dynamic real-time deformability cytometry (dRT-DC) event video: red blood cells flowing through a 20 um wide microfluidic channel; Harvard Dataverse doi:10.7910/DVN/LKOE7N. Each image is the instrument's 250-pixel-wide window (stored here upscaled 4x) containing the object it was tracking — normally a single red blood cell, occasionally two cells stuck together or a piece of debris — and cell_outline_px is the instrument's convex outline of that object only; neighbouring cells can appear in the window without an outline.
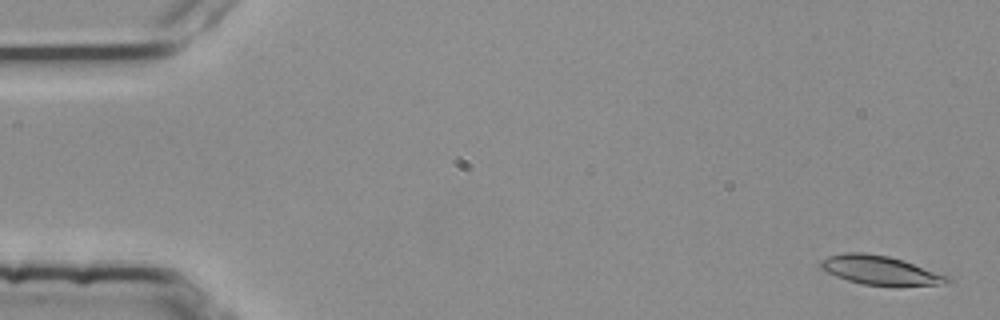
{"species": "common noctule bat (a hibernating species)", "species_latin": "Nyctalus noctula", "temperature_condition": "room temperature", "stored_images_in_passage": 52, "camera_frame_rate_fps": 3000, "um_per_image_px": 0.085, "animal": {"sex": "female", "body_mass_g": 25.1}, "frame": {"image": 1, "passage_image": 2, "time_ms": 0.333, "image_size_px": [1000, 320], "cell_outline_px": [[952, 280], [936, 284], [864, 284], [848, 280], [836, 276], [820, 268], [820, 260], [828, 256], [844, 252], [864, 252], [888, 256], [948, 276]], "centroid_in_image_um": [74.68, 22.93], "position_along_channel_um": 10.3, "area_um2": 20.4}}
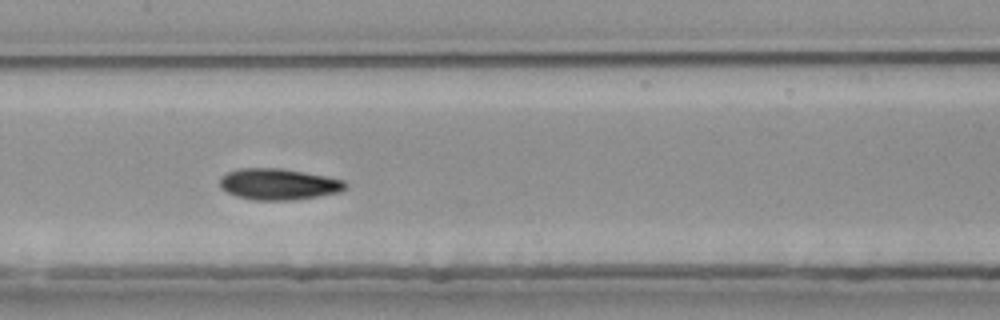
{"frame": {"image": 2, "passage_image": 27, "time_ms": 8.667, "image_size_px": [1000, 320], "cell_outline_px": [[348, 188], [340, 192], [292, 200], [256, 200], [236, 196], [220, 188], [220, 176], [228, 172], [240, 168], [280, 168], [304, 172], [344, 180], [348, 184]], "centroid_in_image_um": [23.68, 15.65], "position_along_channel_um": 183.7, "area_um2": 22.83}}
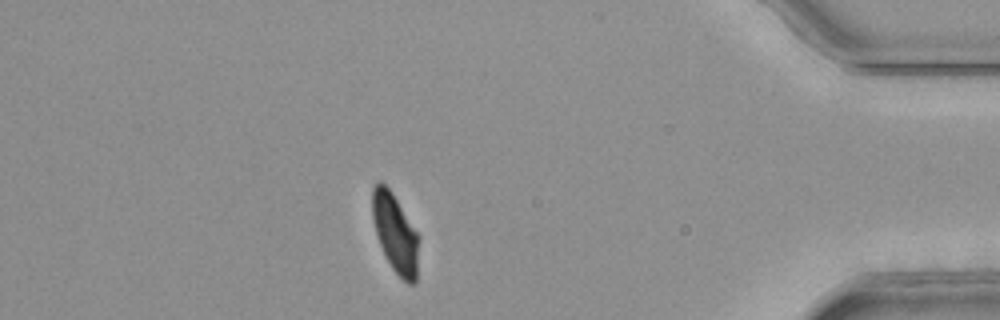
{"frame": {"image": 3, "passage_image": 48, "time_ms": 15.667, "image_size_px": [1000, 320], "cell_outline_px": [[416, 284], [408, 284], [392, 268], [380, 244], [376, 232], [372, 216], [372, 188], [380, 180], [392, 192], [416, 232]], "centroid_in_image_um": [33.54, 19.78], "position_along_channel_um": 401.7, "area_um2": 20.35}, "authors_computed_cell_mechanics": {"area_um2": 22.253, "velocity_mm_per_s": 3.7651, "shape_relaxation_time_tau1_ms": 4.903, "shape_relaxation_time_tau2_ms": 5.0723, "deformation_change_tau1": 0.1556, "deformation_change_tau2": 0.1103}}